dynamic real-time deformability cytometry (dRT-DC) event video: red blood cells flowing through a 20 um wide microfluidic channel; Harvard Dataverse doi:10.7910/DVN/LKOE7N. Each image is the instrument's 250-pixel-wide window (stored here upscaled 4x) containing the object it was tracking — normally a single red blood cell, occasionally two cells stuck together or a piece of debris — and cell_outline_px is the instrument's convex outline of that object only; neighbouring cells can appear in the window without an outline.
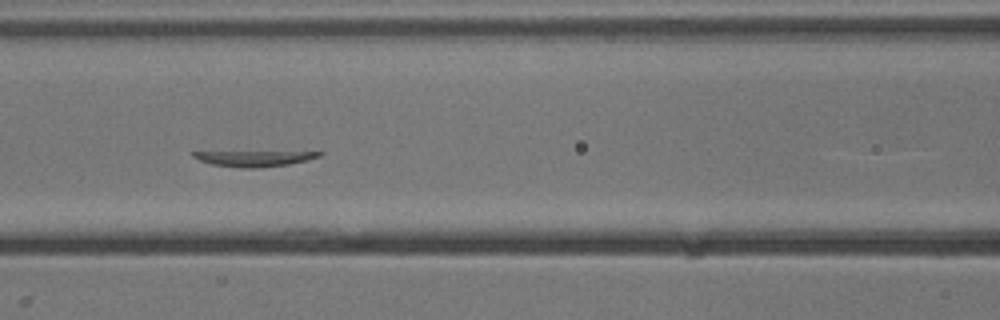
{"species": "common noctule bat (a hibernating species)", "species_latin": "Nyctalus noctula", "temperature_condition": "cold", "stored_images_in_passage": 17, "segment_of_instrument_passage": [2, 2], "camera_frame_rate_fps": 3000, "um_per_image_px": 0.085, "animal": {"sex": "male", "body_mass_g": 13.3}, "frame": {"image": 1, "passage_image": 17, "time_ms": 5.333, "image_size_px": [1000, 320], "cell_outline_px": [[324, 152], [320, 156], [308, 160], [288, 164], [256, 168], [240, 168], [212, 164], [200, 160], [192, 156], [192, 152]], "centroid_in_image_um": [21.62, 13.47], "position_along_channel_um": 145.0, "area_um2": 11.16}}